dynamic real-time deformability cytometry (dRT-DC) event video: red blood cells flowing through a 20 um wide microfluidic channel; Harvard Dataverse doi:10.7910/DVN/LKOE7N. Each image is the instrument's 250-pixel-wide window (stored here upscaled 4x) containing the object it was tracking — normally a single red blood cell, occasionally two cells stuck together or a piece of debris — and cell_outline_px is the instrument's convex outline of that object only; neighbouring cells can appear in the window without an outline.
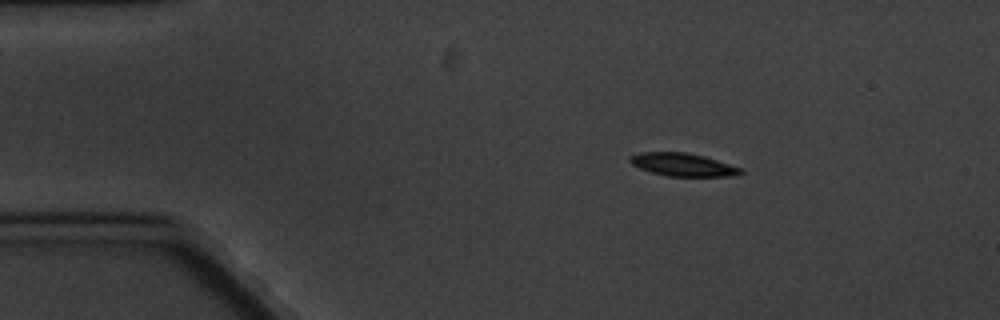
{"species": "common noctule bat (a hibernating species)", "species_latin": "Nyctalus noctula", "temperature_condition": "cold", "stored_images_in_passage": 11, "camera_frame_rate_fps": 3000, "um_per_image_px": 0.085, "animal": {"sex": "male", "body_mass_g": 20.1, "forearm_length_mm": 53.5}, "frame": {"image": 1, "passage_image": 2, "time_ms": 1.333, "image_size_px": [1000, 320], "cell_outline_px": [[744, 172], [736, 176], [668, 176], [652, 172], [640, 168], [632, 164], [628, 160], [632, 156], [640, 152], [688, 152], [704, 156], [744, 168]], "centroid_in_image_um": [58.11, 13.99], "position_along_channel_um": 26.9, "area_um2": 14.85}}
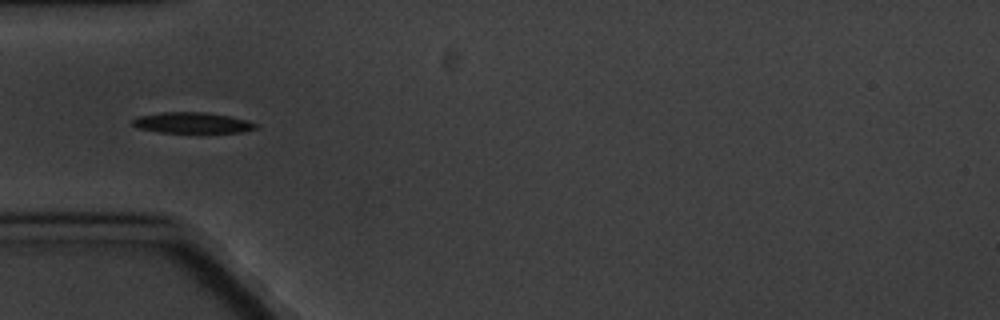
{"frame": {"image": 2, "passage_image": 4, "time_ms": 4.333, "image_size_px": [1000, 320], "cell_outline_px": [[260, 124], [256, 128], [240, 132], [204, 136], [200, 136], [160, 132], [136, 128], [128, 120], [140, 116], [160, 112], [204, 112], [228, 116], [248, 120]], "centroid_in_image_um": [16.36, 10.5], "position_along_channel_um": 68.6, "area_um2": 16.18}}